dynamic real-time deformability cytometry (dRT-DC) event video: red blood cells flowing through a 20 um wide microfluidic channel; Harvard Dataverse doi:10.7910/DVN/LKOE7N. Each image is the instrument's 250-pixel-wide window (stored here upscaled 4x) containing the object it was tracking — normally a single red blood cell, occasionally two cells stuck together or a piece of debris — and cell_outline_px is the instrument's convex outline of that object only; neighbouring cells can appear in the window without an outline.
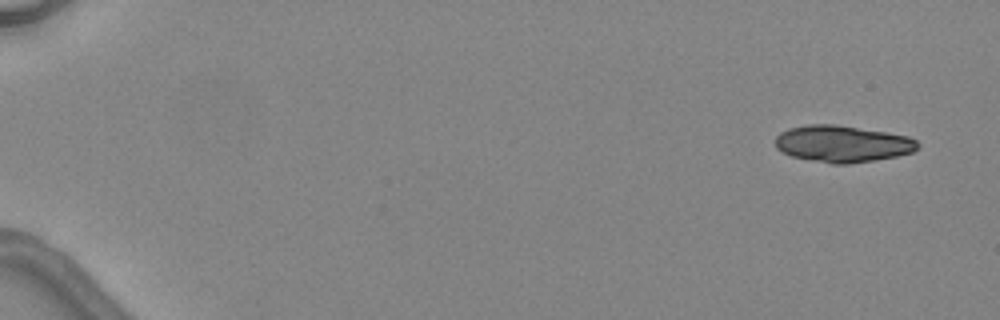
{"species": "common noctule bat (a hibernating species)", "species_latin": "Nyctalus noctula", "temperature_condition": "warm", "stored_images_in_passage": 5, "camera_frame_rate_fps": 3000, "um_per_image_px": 0.085, "animal": {"sex": "female", "body_mass_g": 24.6, "forearm_length_mm": 56.2}, "frame": {"image": 1, "passage_image": 1, "time_ms": 0.0, "image_size_px": [1000, 320], "cell_outline_px": [[920, 144], [912, 152], [896, 156], [848, 164], [832, 164], [792, 156], [780, 152], [776, 148], [776, 136], [780, 132], [788, 128], [808, 124], [836, 124], [908, 136], [916, 140]], "centroid_in_image_um": [71.56, 12.22], "position_along_channel_um": 13.4, "area_um2": 30.35}}